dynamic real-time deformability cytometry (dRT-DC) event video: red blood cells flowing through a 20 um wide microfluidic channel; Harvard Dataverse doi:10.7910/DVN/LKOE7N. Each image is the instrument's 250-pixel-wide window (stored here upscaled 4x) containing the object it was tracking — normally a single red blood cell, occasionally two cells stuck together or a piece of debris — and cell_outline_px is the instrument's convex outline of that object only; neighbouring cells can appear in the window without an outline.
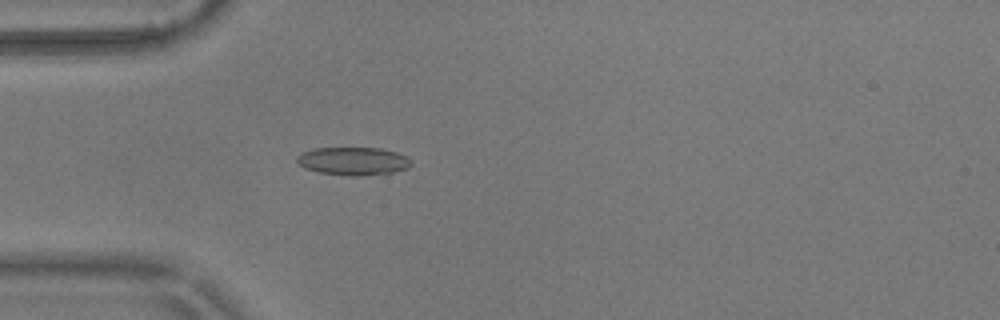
{"species": "common noctule bat (a hibernating species)", "species_latin": "Nyctalus noctula", "temperature_condition": "warm", "stored_images_in_passage": 55, "camera_frame_rate_fps": 3000, "um_per_image_px": 0.085, "animal": {"sex": "male", "body_mass_g": 17.9}, "frame": {"image": 1, "passage_image": 16, "time_ms": 5.0, "image_size_px": [1000, 320], "cell_outline_px": [[412, 164], [408, 168], [392, 172], [360, 176], [352, 176], [320, 172], [304, 168], [296, 160], [296, 156], [312, 148], [380, 148], [396, 152], [408, 156], [412, 160]], "centroid_in_image_um": [30.05, 13.69], "position_along_channel_um": 54.9, "area_um2": 18.67}}
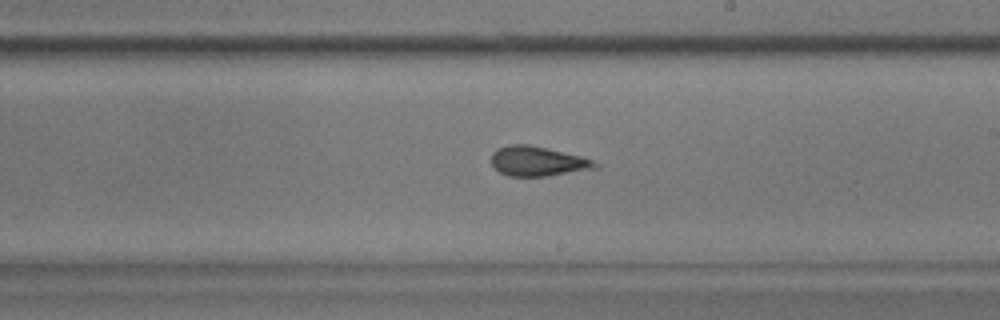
{"frame": {"image": 2, "passage_image": 32, "time_ms": 10.333, "image_size_px": [1000, 320], "cell_outline_px": [[600, 168], [544, 176], [508, 176], [500, 172], [492, 164], [492, 152], [496, 148], [508, 144], [528, 144], [580, 156], [592, 160], [600, 164]], "centroid_in_image_um": [45.7, 13.7], "position_along_channel_um": 243.3, "area_um2": 17.92}}
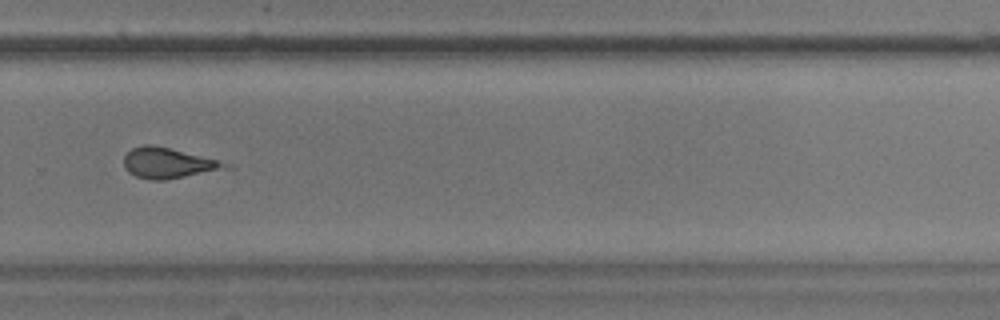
{"frame": {"image": 3, "passage_image": 38, "time_ms": 12.333, "image_size_px": [1000, 320], "cell_outline_px": [[236, 168], [164, 180], [152, 180], [136, 176], [128, 172], [124, 168], [124, 156], [132, 148], [144, 144], [152, 144], [232, 164]], "centroid_in_image_um": [14.33, 13.88], "position_along_channel_um": 315.5, "area_um2": 18.09}, "authors_computed_cell_mechanics": {"area_um2": 17.7446, "velocity_mm_per_s": 3.6231, "shape_relaxation_time_tau1_ms": null, "shape_relaxation_time_tau2_ms": 2.6267, "deformation_change_tau1": null, "deformation_change_tau2": 0.124}}